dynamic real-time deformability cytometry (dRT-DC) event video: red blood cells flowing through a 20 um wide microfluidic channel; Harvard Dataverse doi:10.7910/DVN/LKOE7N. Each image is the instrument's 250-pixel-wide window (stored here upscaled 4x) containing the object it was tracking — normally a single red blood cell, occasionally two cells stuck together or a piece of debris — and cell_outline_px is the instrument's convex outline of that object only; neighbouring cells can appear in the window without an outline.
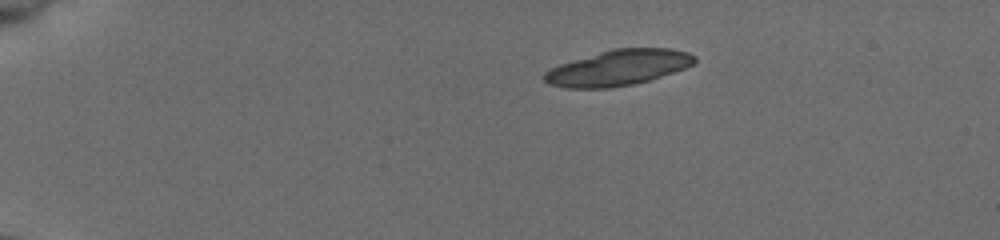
{"species": "common noctule bat (a hibernating species)", "species_latin": "Nyctalus noctula", "temperature_condition": "cold", "stored_images_in_passage": 43, "camera_frame_rate_fps": 3000, "um_per_image_px": 0.085, "animal": {"sex": "female", "body_mass_g": 19.5, "forearm_length_mm": 54.1}, "frame": {"image": 1, "passage_image": 1, "time_ms": 0.0, "image_size_px": [1000, 240], "cell_outline_px": [[696, 60], [692, 64], [684, 68], [652, 80], [612, 88], [568, 88], [548, 84], [544, 80], [544, 72], [560, 64], [612, 48], [672, 48], [688, 52], [696, 56]], "centroid_in_image_um": [52.57, 5.76], "position_along_channel_um": 32.4, "area_um2": 31.15}}